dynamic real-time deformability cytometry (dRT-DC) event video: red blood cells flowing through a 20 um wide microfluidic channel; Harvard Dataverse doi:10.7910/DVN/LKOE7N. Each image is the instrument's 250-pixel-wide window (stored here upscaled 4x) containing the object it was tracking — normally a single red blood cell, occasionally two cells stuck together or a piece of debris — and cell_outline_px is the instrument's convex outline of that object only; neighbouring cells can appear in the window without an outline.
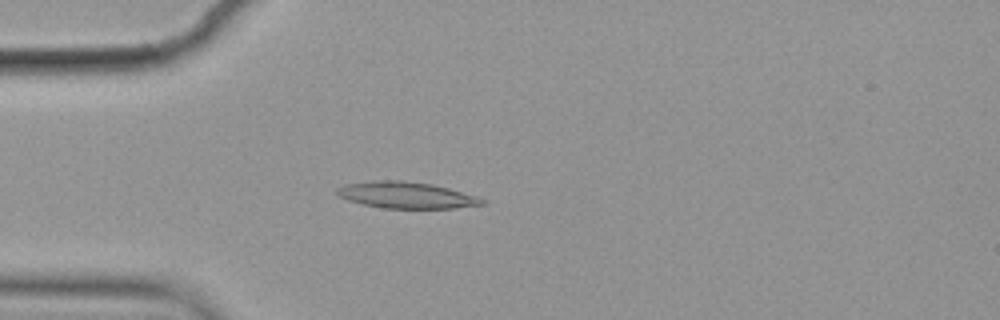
{"species": "common noctule bat (a hibernating species)", "species_latin": "Nyctalus noctula", "temperature_condition": "cold", "stored_images_in_passage": 56, "camera_frame_rate_fps": 3000, "um_per_image_px": 0.085, "animal": {"sex": "female", "body_mass_g": 19.9}, "frame": {"image": 1, "passage_image": 15, "time_ms": 4.667, "image_size_px": [1000, 320], "cell_outline_px": [[488, 204], [452, 208], [384, 208], [364, 204], [348, 200], [340, 196], [336, 192], [336, 188], [344, 184], [372, 180], [404, 180], [432, 184], [448, 188], [476, 196], [488, 200]], "centroid_in_image_um": [34.55, 16.58], "position_along_channel_um": 50.4, "area_um2": 22.43}}
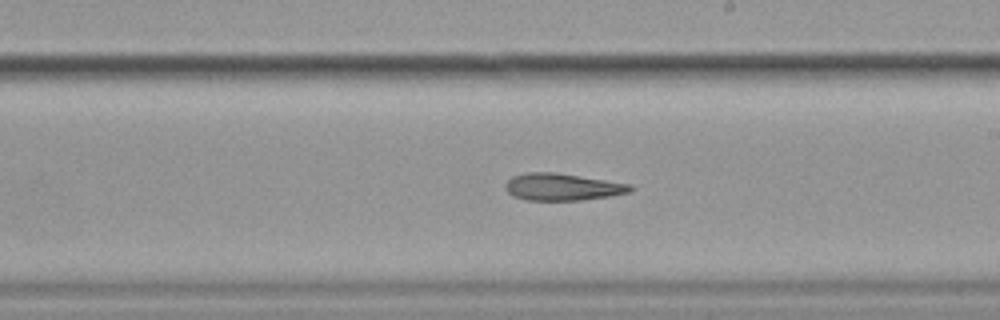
{"frame": {"image": 2, "passage_image": 32, "time_ms": 10.333, "image_size_px": [1000, 320], "cell_outline_px": [[636, 188], [632, 192], [608, 196], [580, 200], [528, 200], [512, 196], [504, 188], [504, 184], [512, 176], [524, 172], [556, 172], [632, 184]], "centroid_in_image_um": [47.81, 15.88], "position_along_channel_um": 241.2, "area_um2": 19.94}}
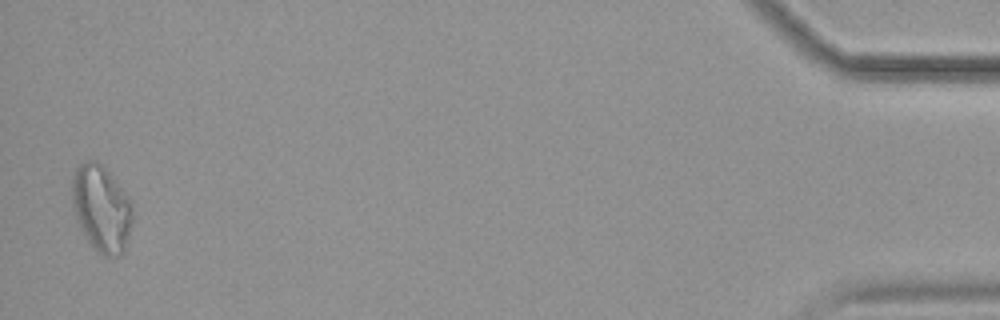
{"frame": {"image": 3, "passage_image": 55, "time_ms": 18.0, "image_size_px": [1000, 320], "cell_outline_px": [[132, 220], [124, 252], [120, 256], [104, 256], [88, 240], [80, 228], [72, 204], [72, 176], [76, 168], [84, 160], [96, 160], [112, 176], [132, 200]], "centroid_in_image_um": [8.63, 17.69], "position_along_channel_um": 426.6, "area_um2": 30.35}, "authors_computed_cell_mechanics": {"area_um2": 21.3571, "velocity_mm_per_s": 3.5621, "shape_relaxation_time_tau1_ms": null, "shape_relaxation_time_tau2_ms": 8.4349, "deformation_change_tau1": null, "deformation_change_tau2": 0.2073}}